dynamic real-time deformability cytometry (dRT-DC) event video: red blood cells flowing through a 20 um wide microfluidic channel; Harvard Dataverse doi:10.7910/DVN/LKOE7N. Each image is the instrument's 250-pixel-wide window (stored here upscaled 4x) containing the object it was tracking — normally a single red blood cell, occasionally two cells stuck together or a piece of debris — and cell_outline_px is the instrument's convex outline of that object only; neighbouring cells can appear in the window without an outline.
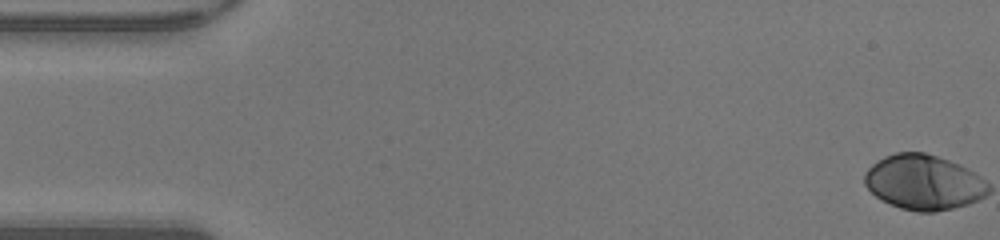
{"species": "human", "species_latin": "Homo sapiens", "temperature_condition": "warm", "stored_images_in_passage": 48, "camera_frame_rate_fps": 3000, "um_per_image_px": 0.085, "donor": {"sex": "male"}, "frame": {"image": 1, "passage_image": 1, "time_ms": 0.0, "image_size_px": [1000, 240], "cell_outline_px": [[956, 204], [944, 208], [908, 208], [884, 200], [872, 192], [868, 184], [868, 172], [876, 164], [892, 156], [904, 152], [920, 152], [928, 156]], "centroid_in_image_um": [77.32, 15.48], "position_along_channel_um": 7.7, "area_um2": 25.32}}
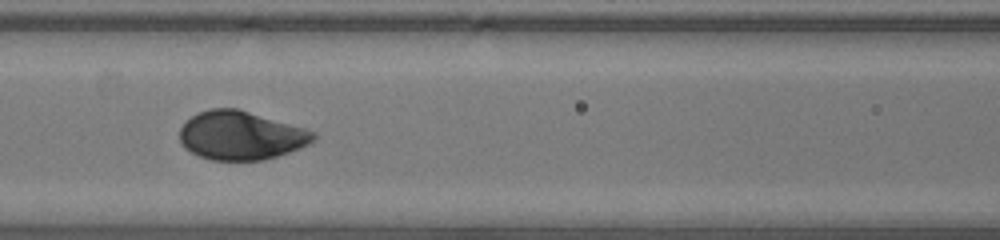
{"frame": {"image": 2, "passage_image": 21, "time_ms": 6.667, "image_size_px": [1000, 240], "cell_outline_px": [[308, 140], [292, 148], [268, 156], [248, 160], [228, 160], [208, 156], [196, 152], [184, 144], [184, 128], [188, 120], [204, 112], [244, 112], [308, 136]], "centroid_in_image_um": [20.24, 11.58], "position_along_channel_um": 146.4, "area_um2": 31.27}}
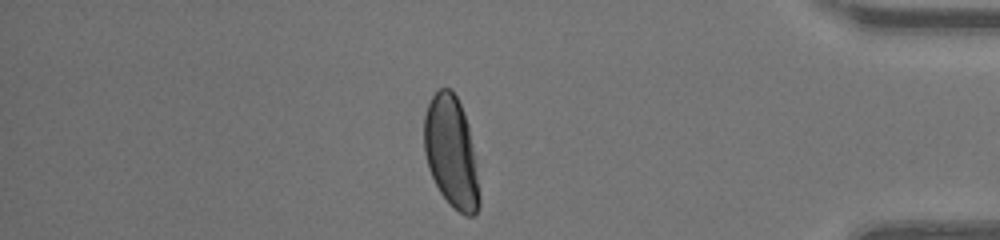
{"frame": {"image": 3, "passage_image": 41, "time_ms": 13.333, "image_size_px": [1000, 240], "cell_outline_px": [[476, 212], [464, 212], [456, 208], [444, 196], [432, 172], [428, 160], [424, 140], [424, 128], [428, 108], [436, 92], [444, 88], [452, 92], [460, 108], [464, 120], [468, 140], [476, 184]], "centroid_in_image_um": [38.27, 12.86], "position_along_channel_um": 396.9, "area_um2": 31.33}}